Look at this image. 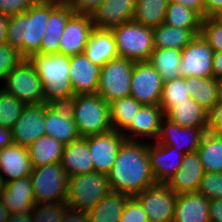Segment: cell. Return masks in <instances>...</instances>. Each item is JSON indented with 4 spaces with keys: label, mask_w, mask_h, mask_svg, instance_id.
<instances>
[{
    "label": "cell",
    "mask_w": 222,
    "mask_h": 222,
    "mask_svg": "<svg viewBox=\"0 0 222 222\" xmlns=\"http://www.w3.org/2000/svg\"><path fill=\"white\" fill-rule=\"evenodd\" d=\"M207 131L222 134V98L208 111Z\"/></svg>",
    "instance_id": "cell-48"
},
{
    "label": "cell",
    "mask_w": 222,
    "mask_h": 222,
    "mask_svg": "<svg viewBox=\"0 0 222 222\" xmlns=\"http://www.w3.org/2000/svg\"><path fill=\"white\" fill-rule=\"evenodd\" d=\"M84 54L92 63L100 67L118 58L113 32L108 29L94 28L85 46Z\"/></svg>",
    "instance_id": "cell-28"
},
{
    "label": "cell",
    "mask_w": 222,
    "mask_h": 222,
    "mask_svg": "<svg viewBox=\"0 0 222 222\" xmlns=\"http://www.w3.org/2000/svg\"><path fill=\"white\" fill-rule=\"evenodd\" d=\"M30 177L35 203L66 201L69 177L60 162L33 168Z\"/></svg>",
    "instance_id": "cell-8"
},
{
    "label": "cell",
    "mask_w": 222,
    "mask_h": 222,
    "mask_svg": "<svg viewBox=\"0 0 222 222\" xmlns=\"http://www.w3.org/2000/svg\"><path fill=\"white\" fill-rule=\"evenodd\" d=\"M149 222H173L177 195L166 185L157 183L135 196Z\"/></svg>",
    "instance_id": "cell-10"
},
{
    "label": "cell",
    "mask_w": 222,
    "mask_h": 222,
    "mask_svg": "<svg viewBox=\"0 0 222 222\" xmlns=\"http://www.w3.org/2000/svg\"><path fill=\"white\" fill-rule=\"evenodd\" d=\"M60 163L68 177L94 172L87 137H81L65 145Z\"/></svg>",
    "instance_id": "cell-27"
},
{
    "label": "cell",
    "mask_w": 222,
    "mask_h": 222,
    "mask_svg": "<svg viewBox=\"0 0 222 222\" xmlns=\"http://www.w3.org/2000/svg\"><path fill=\"white\" fill-rule=\"evenodd\" d=\"M125 140L122 132L111 130L104 134L87 136L94 172L106 174L112 169L121 144Z\"/></svg>",
    "instance_id": "cell-13"
},
{
    "label": "cell",
    "mask_w": 222,
    "mask_h": 222,
    "mask_svg": "<svg viewBox=\"0 0 222 222\" xmlns=\"http://www.w3.org/2000/svg\"><path fill=\"white\" fill-rule=\"evenodd\" d=\"M64 146L50 136H42L28 148V154L33 168L61 162Z\"/></svg>",
    "instance_id": "cell-32"
},
{
    "label": "cell",
    "mask_w": 222,
    "mask_h": 222,
    "mask_svg": "<svg viewBox=\"0 0 222 222\" xmlns=\"http://www.w3.org/2000/svg\"><path fill=\"white\" fill-rule=\"evenodd\" d=\"M0 87L7 93L12 94L25 105L44 103V89L34 65L29 59L13 68Z\"/></svg>",
    "instance_id": "cell-7"
},
{
    "label": "cell",
    "mask_w": 222,
    "mask_h": 222,
    "mask_svg": "<svg viewBox=\"0 0 222 222\" xmlns=\"http://www.w3.org/2000/svg\"><path fill=\"white\" fill-rule=\"evenodd\" d=\"M0 200L11 214L31 213L35 205L31 177L8 181Z\"/></svg>",
    "instance_id": "cell-23"
},
{
    "label": "cell",
    "mask_w": 222,
    "mask_h": 222,
    "mask_svg": "<svg viewBox=\"0 0 222 222\" xmlns=\"http://www.w3.org/2000/svg\"><path fill=\"white\" fill-rule=\"evenodd\" d=\"M29 60L42 81L44 103L67 104L74 96L69 77L70 56L37 53Z\"/></svg>",
    "instance_id": "cell-3"
},
{
    "label": "cell",
    "mask_w": 222,
    "mask_h": 222,
    "mask_svg": "<svg viewBox=\"0 0 222 222\" xmlns=\"http://www.w3.org/2000/svg\"><path fill=\"white\" fill-rule=\"evenodd\" d=\"M164 118L165 114L160 105H143L122 133L126 140L155 142L159 137Z\"/></svg>",
    "instance_id": "cell-15"
},
{
    "label": "cell",
    "mask_w": 222,
    "mask_h": 222,
    "mask_svg": "<svg viewBox=\"0 0 222 222\" xmlns=\"http://www.w3.org/2000/svg\"><path fill=\"white\" fill-rule=\"evenodd\" d=\"M61 0H38L25 13L8 17L6 43L24 59L40 53L50 11Z\"/></svg>",
    "instance_id": "cell-2"
},
{
    "label": "cell",
    "mask_w": 222,
    "mask_h": 222,
    "mask_svg": "<svg viewBox=\"0 0 222 222\" xmlns=\"http://www.w3.org/2000/svg\"><path fill=\"white\" fill-rule=\"evenodd\" d=\"M213 74L215 79H219L222 77V52H214Z\"/></svg>",
    "instance_id": "cell-54"
},
{
    "label": "cell",
    "mask_w": 222,
    "mask_h": 222,
    "mask_svg": "<svg viewBox=\"0 0 222 222\" xmlns=\"http://www.w3.org/2000/svg\"><path fill=\"white\" fill-rule=\"evenodd\" d=\"M74 14L67 0H61L49 13L46 30L41 42L40 53H59V43L66 22Z\"/></svg>",
    "instance_id": "cell-24"
},
{
    "label": "cell",
    "mask_w": 222,
    "mask_h": 222,
    "mask_svg": "<svg viewBox=\"0 0 222 222\" xmlns=\"http://www.w3.org/2000/svg\"><path fill=\"white\" fill-rule=\"evenodd\" d=\"M168 0H137L133 20L145 27L155 28L164 23Z\"/></svg>",
    "instance_id": "cell-36"
},
{
    "label": "cell",
    "mask_w": 222,
    "mask_h": 222,
    "mask_svg": "<svg viewBox=\"0 0 222 222\" xmlns=\"http://www.w3.org/2000/svg\"><path fill=\"white\" fill-rule=\"evenodd\" d=\"M137 0H105L93 14L94 28L108 29L131 21L135 14Z\"/></svg>",
    "instance_id": "cell-21"
},
{
    "label": "cell",
    "mask_w": 222,
    "mask_h": 222,
    "mask_svg": "<svg viewBox=\"0 0 222 222\" xmlns=\"http://www.w3.org/2000/svg\"><path fill=\"white\" fill-rule=\"evenodd\" d=\"M109 105L113 130L118 132H123L131 124L136 113L143 106L131 96L113 100Z\"/></svg>",
    "instance_id": "cell-37"
},
{
    "label": "cell",
    "mask_w": 222,
    "mask_h": 222,
    "mask_svg": "<svg viewBox=\"0 0 222 222\" xmlns=\"http://www.w3.org/2000/svg\"><path fill=\"white\" fill-rule=\"evenodd\" d=\"M129 196L111 192L88 211L89 222H119Z\"/></svg>",
    "instance_id": "cell-33"
},
{
    "label": "cell",
    "mask_w": 222,
    "mask_h": 222,
    "mask_svg": "<svg viewBox=\"0 0 222 222\" xmlns=\"http://www.w3.org/2000/svg\"><path fill=\"white\" fill-rule=\"evenodd\" d=\"M45 103L25 105L20 118L11 129L14 143L28 148L33 142L46 135Z\"/></svg>",
    "instance_id": "cell-14"
},
{
    "label": "cell",
    "mask_w": 222,
    "mask_h": 222,
    "mask_svg": "<svg viewBox=\"0 0 222 222\" xmlns=\"http://www.w3.org/2000/svg\"><path fill=\"white\" fill-rule=\"evenodd\" d=\"M213 49L201 36L196 35L182 50L179 71L181 77L195 76L199 78H214Z\"/></svg>",
    "instance_id": "cell-11"
},
{
    "label": "cell",
    "mask_w": 222,
    "mask_h": 222,
    "mask_svg": "<svg viewBox=\"0 0 222 222\" xmlns=\"http://www.w3.org/2000/svg\"><path fill=\"white\" fill-rule=\"evenodd\" d=\"M184 154L178 152L173 146L156 141L148 143V158L156 183H167L181 167Z\"/></svg>",
    "instance_id": "cell-18"
},
{
    "label": "cell",
    "mask_w": 222,
    "mask_h": 222,
    "mask_svg": "<svg viewBox=\"0 0 222 222\" xmlns=\"http://www.w3.org/2000/svg\"><path fill=\"white\" fill-rule=\"evenodd\" d=\"M112 192L106 174L91 172L68 179L67 205L69 208L89 211Z\"/></svg>",
    "instance_id": "cell-5"
},
{
    "label": "cell",
    "mask_w": 222,
    "mask_h": 222,
    "mask_svg": "<svg viewBox=\"0 0 222 222\" xmlns=\"http://www.w3.org/2000/svg\"><path fill=\"white\" fill-rule=\"evenodd\" d=\"M32 170L26 147L14 143L0 151V172L6 182L28 177Z\"/></svg>",
    "instance_id": "cell-25"
},
{
    "label": "cell",
    "mask_w": 222,
    "mask_h": 222,
    "mask_svg": "<svg viewBox=\"0 0 222 222\" xmlns=\"http://www.w3.org/2000/svg\"><path fill=\"white\" fill-rule=\"evenodd\" d=\"M209 218L210 222H222V199L210 200Z\"/></svg>",
    "instance_id": "cell-51"
},
{
    "label": "cell",
    "mask_w": 222,
    "mask_h": 222,
    "mask_svg": "<svg viewBox=\"0 0 222 222\" xmlns=\"http://www.w3.org/2000/svg\"><path fill=\"white\" fill-rule=\"evenodd\" d=\"M67 106L80 137L104 134L113 130L110 105L97 93L74 95Z\"/></svg>",
    "instance_id": "cell-4"
},
{
    "label": "cell",
    "mask_w": 222,
    "mask_h": 222,
    "mask_svg": "<svg viewBox=\"0 0 222 222\" xmlns=\"http://www.w3.org/2000/svg\"><path fill=\"white\" fill-rule=\"evenodd\" d=\"M135 61L115 58L100 68L97 94L107 103L130 96V81Z\"/></svg>",
    "instance_id": "cell-9"
},
{
    "label": "cell",
    "mask_w": 222,
    "mask_h": 222,
    "mask_svg": "<svg viewBox=\"0 0 222 222\" xmlns=\"http://www.w3.org/2000/svg\"><path fill=\"white\" fill-rule=\"evenodd\" d=\"M45 131L63 145H68L80 137L77 126L67 104L45 103Z\"/></svg>",
    "instance_id": "cell-17"
},
{
    "label": "cell",
    "mask_w": 222,
    "mask_h": 222,
    "mask_svg": "<svg viewBox=\"0 0 222 222\" xmlns=\"http://www.w3.org/2000/svg\"><path fill=\"white\" fill-rule=\"evenodd\" d=\"M75 15L92 17L105 0H67Z\"/></svg>",
    "instance_id": "cell-47"
},
{
    "label": "cell",
    "mask_w": 222,
    "mask_h": 222,
    "mask_svg": "<svg viewBox=\"0 0 222 222\" xmlns=\"http://www.w3.org/2000/svg\"><path fill=\"white\" fill-rule=\"evenodd\" d=\"M165 118L181 127H207L208 111L192 98L187 102L176 103Z\"/></svg>",
    "instance_id": "cell-30"
},
{
    "label": "cell",
    "mask_w": 222,
    "mask_h": 222,
    "mask_svg": "<svg viewBox=\"0 0 222 222\" xmlns=\"http://www.w3.org/2000/svg\"><path fill=\"white\" fill-rule=\"evenodd\" d=\"M204 18L217 17L222 11V0H203Z\"/></svg>",
    "instance_id": "cell-50"
},
{
    "label": "cell",
    "mask_w": 222,
    "mask_h": 222,
    "mask_svg": "<svg viewBox=\"0 0 222 222\" xmlns=\"http://www.w3.org/2000/svg\"><path fill=\"white\" fill-rule=\"evenodd\" d=\"M61 222H89L88 211L67 208L63 213Z\"/></svg>",
    "instance_id": "cell-49"
},
{
    "label": "cell",
    "mask_w": 222,
    "mask_h": 222,
    "mask_svg": "<svg viewBox=\"0 0 222 222\" xmlns=\"http://www.w3.org/2000/svg\"><path fill=\"white\" fill-rule=\"evenodd\" d=\"M152 30L154 48L183 50L201 29H182L162 23Z\"/></svg>",
    "instance_id": "cell-29"
},
{
    "label": "cell",
    "mask_w": 222,
    "mask_h": 222,
    "mask_svg": "<svg viewBox=\"0 0 222 222\" xmlns=\"http://www.w3.org/2000/svg\"><path fill=\"white\" fill-rule=\"evenodd\" d=\"M8 17L0 14V45L6 43Z\"/></svg>",
    "instance_id": "cell-55"
},
{
    "label": "cell",
    "mask_w": 222,
    "mask_h": 222,
    "mask_svg": "<svg viewBox=\"0 0 222 222\" xmlns=\"http://www.w3.org/2000/svg\"><path fill=\"white\" fill-rule=\"evenodd\" d=\"M11 213L8 209L3 205L2 201L0 200V222H6L10 217Z\"/></svg>",
    "instance_id": "cell-57"
},
{
    "label": "cell",
    "mask_w": 222,
    "mask_h": 222,
    "mask_svg": "<svg viewBox=\"0 0 222 222\" xmlns=\"http://www.w3.org/2000/svg\"><path fill=\"white\" fill-rule=\"evenodd\" d=\"M210 200L198 192L177 195L173 222H210Z\"/></svg>",
    "instance_id": "cell-26"
},
{
    "label": "cell",
    "mask_w": 222,
    "mask_h": 222,
    "mask_svg": "<svg viewBox=\"0 0 222 222\" xmlns=\"http://www.w3.org/2000/svg\"><path fill=\"white\" fill-rule=\"evenodd\" d=\"M93 29L94 24L90 16L73 14L66 22L59 43V53L70 57L84 53Z\"/></svg>",
    "instance_id": "cell-19"
},
{
    "label": "cell",
    "mask_w": 222,
    "mask_h": 222,
    "mask_svg": "<svg viewBox=\"0 0 222 222\" xmlns=\"http://www.w3.org/2000/svg\"><path fill=\"white\" fill-rule=\"evenodd\" d=\"M25 104L0 87V126L12 129Z\"/></svg>",
    "instance_id": "cell-40"
},
{
    "label": "cell",
    "mask_w": 222,
    "mask_h": 222,
    "mask_svg": "<svg viewBox=\"0 0 222 222\" xmlns=\"http://www.w3.org/2000/svg\"><path fill=\"white\" fill-rule=\"evenodd\" d=\"M185 84L190 97L207 111L221 99L218 79L189 76L185 77Z\"/></svg>",
    "instance_id": "cell-31"
},
{
    "label": "cell",
    "mask_w": 222,
    "mask_h": 222,
    "mask_svg": "<svg viewBox=\"0 0 222 222\" xmlns=\"http://www.w3.org/2000/svg\"><path fill=\"white\" fill-rule=\"evenodd\" d=\"M112 192L135 197L156 183L148 158V142L124 140L107 173Z\"/></svg>",
    "instance_id": "cell-1"
},
{
    "label": "cell",
    "mask_w": 222,
    "mask_h": 222,
    "mask_svg": "<svg viewBox=\"0 0 222 222\" xmlns=\"http://www.w3.org/2000/svg\"><path fill=\"white\" fill-rule=\"evenodd\" d=\"M200 34L214 52H222V21L218 17L203 18Z\"/></svg>",
    "instance_id": "cell-42"
},
{
    "label": "cell",
    "mask_w": 222,
    "mask_h": 222,
    "mask_svg": "<svg viewBox=\"0 0 222 222\" xmlns=\"http://www.w3.org/2000/svg\"><path fill=\"white\" fill-rule=\"evenodd\" d=\"M163 79L148 62H135L130 81V96L142 105H159Z\"/></svg>",
    "instance_id": "cell-12"
},
{
    "label": "cell",
    "mask_w": 222,
    "mask_h": 222,
    "mask_svg": "<svg viewBox=\"0 0 222 222\" xmlns=\"http://www.w3.org/2000/svg\"><path fill=\"white\" fill-rule=\"evenodd\" d=\"M197 192L209 200L222 199V172H205Z\"/></svg>",
    "instance_id": "cell-43"
},
{
    "label": "cell",
    "mask_w": 222,
    "mask_h": 222,
    "mask_svg": "<svg viewBox=\"0 0 222 222\" xmlns=\"http://www.w3.org/2000/svg\"><path fill=\"white\" fill-rule=\"evenodd\" d=\"M6 222H34L31 213L11 214Z\"/></svg>",
    "instance_id": "cell-56"
},
{
    "label": "cell",
    "mask_w": 222,
    "mask_h": 222,
    "mask_svg": "<svg viewBox=\"0 0 222 222\" xmlns=\"http://www.w3.org/2000/svg\"><path fill=\"white\" fill-rule=\"evenodd\" d=\"M12 144H14L12 130L7 127L0 126V151Z\"/></svg>",
    "instance_id": "cell-53"
},
{
    "label": "cell",
    "mask_w": 222,
    "mask_h": 222,
    "mask_svg": "<svg viewBox=\"0 0 222 222\" xmlns=\"http://www.w3.org/2000/svg\"><path fill=\"white\" fill-rule=\"evenodd\" d=\"M189 99L188 84H185L184 77H178L163 83L159 105L166 115L176 103L187 102Z\"/></svg>",
    "instance_id": "cell-39"
},
{
    "label": "cell",
    "mask_w": 222,
    "mask_h": 222,
    "mask_svg": "<svg viewBox=\"0 0 222 222\" xmlns=\"http://www.w3.org/2000/svg\"><path fill=\"white\" fill-rule=\"evenodd\" d=\"M169 2H176L196 11L202 18H204V4L203 0H168Z\"/></svg>",
    "instance_id": "cell-52"
},
{
    "label": "cell",
    "mask_w": 222,
    "mask_h": 222,
    "mask_svg": "<svg viewBox=\"0 0 222 222\" xmlns=\"http://www.w3.org/2000/svg\"><path fill=\"white\" fill-rule=\"evenodd\" d=\"M219 82V88H220V96L222 98V77L218 79Z\"/></svg>",
    "instance_id": "cell-59"
},
{
    "label": "cell",
    "mask_w": 222,
    "mask_h": 222,
    "mask_svg": "<svg viewBox=\"0 0 222 222\" xmlns=\"http://www.w3.org/2000/svg\"><path fill=\"white\" fill-rule=\"evenodd\" d=\"M206 132L207 127H181L164 118L156 142L163 145L173 146L181 153H193L197 152Z\"/></svg>",
    "instance_id": "cell-16"
},
{
    "label": "cell",
    "mask_w": 222,
    "mask_h": 222,
    "mask_svg": "<svg viewBox=\"0 0 222 222\" xmlns=\"http://www.w3.org/2000/svg\"><path fill=\"white\" fill-rule=\"evenodd\" d=\"M202 17L176 2H168L164 23L182 29H201Z\"/></svg>",
    "instance_id": "cell-38"
},
{
    "label": "cell",
    "mask_w": 222,
    "mask_h": 222,
    "mask_svg": "<svg viewBox=\"0 0 222 222\" xmlns=\"http://www.w3.org/2000/svg\"><path fill=\"white\" fill-rule=\"evenodd\" d=\"M222 21V11L217 16Z\"/></svg>",
    "instance_id": "cell-60"
},
{
    "label": "cell",
    "mask_w": 222,
    "mask_h": 222,
    "mask_svg": "<svg viewBox=\"0 0 222 222\" xmlns=\"http://www.w3.org/2000/svg\"><path fill=\"white\" fill-rule=\"evenodd\" d=\"M67 202L35 203L31 215L34 222H61Z\"/></svg>",
    "instance_id": "cell-41"
},
{
    "label": "cell",
    "mask_w": 222,
    "mask_h": 222,
    "mask_svg": "<svg viewBox=\"0 0 222 222\" xmlns=\"http://www.w3.org/2000/svg\"><path fill=\"white\" fill-rule=\"evenodd\" d=\"M38 0H0V14L7 17L25 13Z\"/></svg>",
    "instance_id": "cell-46"
},
{
    "label": "cell",
    "mask_w": 222,
    "mask_h": 222,
    "mask_svg": "<svg viewBox=\"0 0 222 222\" xmlns=\"http://www.w3.org/2000/svg\"><path fill=\"white\" fill-rule=\"evenodd\" d=\"M182 50L154 48L148 62L157 70L164 82L181 77Z\"/></svg>",
    "instance_id": "cell-35"
},
{
    "label": "cell",
    "mask_w": 222,
    "mask_h": 222,
    "mask_svg": "<svg viewBox=\"0 0 222 222\" xmlns=\"http://www.w3.org/2000/svg\"><path fill=\"white\" fill-rule=\"evenodd\" d=\"M6 183L7 182L5 181V178L0 172V197H1V194L5 191Z\"/></svg>",
    "instance_id": "cell-58"
},
{
    "label": "cell",
    "mask_w": 222,
    "mask_h": 222,
    "mask_svg": "<svg viewBox=\"0 0 222 222\" xmlns=\"http://www.w3.org/2000/svg\"><path fill=\"white\" fill-rule=\"evenodd\" d=\"M119 222H149V220L140 202L135 197H129Z\"/></svg>",
    "instance_id": "cell-45"
},
{
    "label": "cell",
    "mask_w": 222,
    "mask_h": 222,
    "mask_svg": "<svg viewBox=\"0 0 222 222\" xmlns=\"http://www.w3.org/2000/svg\"><path fill=\"white\" fill-rule=\"evenodd\" d=\"M100 68L84 53L70 57L69 77L74 95L97 93Z\"/></svg>",
    "instance_id": "cell-20"
},
{
    "label": "cell",
    "mask_w": 222,
    "mask_h": 222,
    "mask_svg": "<svg viewBox=\"0 0 222 222\" xmlns=\"http://www.w3.org/2000/svg\"><path fill=\"white\" fill-rule=\"evenodd\" d=\"M23 59L15 47H11L7 43L0 45V81L3 82L7 74L17 67Z\"/></svg>",
    "instance_id": "cell-44"
},
{
    "label": "cell",
    "mask_w": 222,
    "mask_h": 222,
    "mask_svg": "<svg viewBox=\"0 0 222 222\" xmlns=\"http://www.w3.org/2000/svg\"><path fill=\"white\" fill-rule=\"evenodd\" d=\"M205 173L197 152L184 154L181 167L166 185L176 194L197 192Z\"/></svg>",
    "instance_id": "cell-22"
},
{
    "label": "cell",
    "mask_w": 222,
    "mask_h": 222,
    "mask_svg": "<svg viewBox=\"0 0 222 222\" xmlns=\"http://www.w3.org/2000/svg\"><path fill=\"white\" fill-rule=\"evenodd\" d=\"M197 153L205 172H222V134L207 131Z\"/></svg>",
    "instance_id": "cell-34"
},
{
    "label": "cell",
    "mask_w": 222,
    "mask_h": 222,
    "mask_svg": "<svg viewBox=\"0 0 222 222\" xmlns=\"http://www.w3.org/2000/svg\"><path fill=\"white\" fill-rule=\"evenodd\" d=\"M118 56L135 62L148 61L154 49L153 30L134 20L112 28Z\"/></svg>",
    "instance_id": "cell-6"
}]
</instances>
